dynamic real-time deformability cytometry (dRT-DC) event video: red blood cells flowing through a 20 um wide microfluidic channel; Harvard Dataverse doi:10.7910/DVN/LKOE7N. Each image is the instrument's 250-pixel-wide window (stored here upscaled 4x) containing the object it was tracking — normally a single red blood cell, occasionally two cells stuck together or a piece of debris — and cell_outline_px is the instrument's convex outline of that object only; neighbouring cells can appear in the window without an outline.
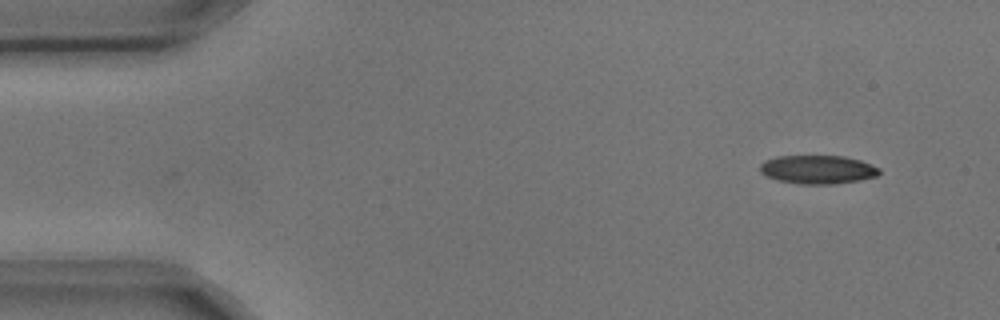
{"species": "common noctule bat (a hibernating species)", "species_latin": "Nyctalus noctula", "temperature_condition": "cold", "stored_images_in_passage": 3, "camera_frame_rate_fps": 3000, "um_per_image_px": 0.085, "animal": {"sex": "male", "body_mass_g": 17.9, "forearm_length_mm": 54.2}, "frame": {"image": 1, "passage_image": 1, "time_ms": 0.0, "image_size_px": [1000, 320], "cell_outline_px": [[880, 172], [876, 176], [860, 180], [832, 184], [800, 184], [776, 180], [764, 176], [760, 172], [760, 164], [764, 160], [776, 156], [844, 156], [860, 160], [872, 164], [880, 168]], "centroid_in_image_um": [69.47, 14.41], "position_along_channel_um": 15.5, "area_um2": 20.06}}